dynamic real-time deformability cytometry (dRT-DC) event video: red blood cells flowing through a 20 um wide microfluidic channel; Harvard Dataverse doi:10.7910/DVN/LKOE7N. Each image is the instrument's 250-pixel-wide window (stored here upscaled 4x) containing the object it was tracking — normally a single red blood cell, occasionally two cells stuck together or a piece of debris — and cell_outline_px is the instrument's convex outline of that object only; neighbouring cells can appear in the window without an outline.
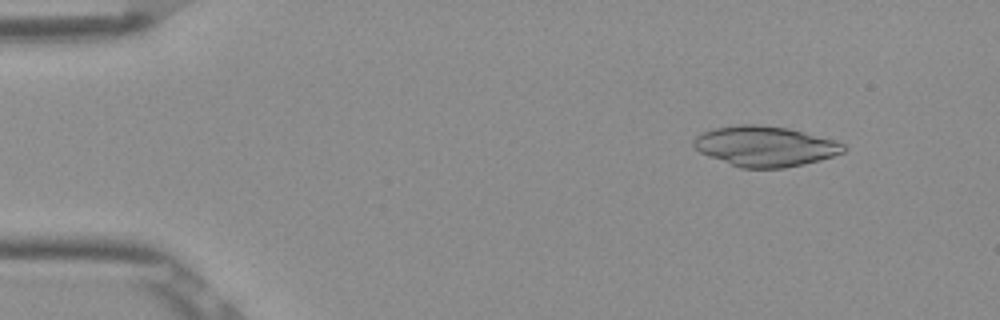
{"species": "Egyptian fruit bat (a non-hibernating species)", "species_latin": "Rousettus aegyptiacus", "temperature_condition": "room temperature", "stored_images_in_passage": 47, "camera_frame_rate_fps": 3000, "um_per_image_px": 0.085, "frame": {"image": 1, "passage_image": 1, "time_ms": 0.0, "image_size_px": [1000, 320], "cell_outline_px": [[848, 148], [844, 152], [820, 160], [804, 164], [784, 168], [740, 168], [708, 156], [700, 152], [692, 144], [692, 140], [696, 136], [712, 128], [740, 124], [756, 124], [788, 128], [836, 140], [844, 144]], "centroid_in_image_um": [65.03, 12.43], "position_along_channel_um": 20.0, "area_um2": 35.32}}